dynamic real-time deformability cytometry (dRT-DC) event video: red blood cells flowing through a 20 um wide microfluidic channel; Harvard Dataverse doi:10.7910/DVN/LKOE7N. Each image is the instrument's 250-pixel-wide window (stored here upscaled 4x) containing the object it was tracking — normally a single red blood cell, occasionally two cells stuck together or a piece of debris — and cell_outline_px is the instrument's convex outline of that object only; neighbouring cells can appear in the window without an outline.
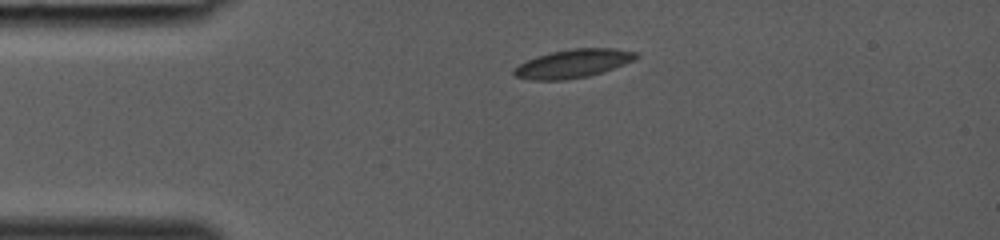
{"species": "common noctule bat (a hibernating species)", "species_latin": "Nyctalus noctula", "temperature_condition": "room temperature", "stored_images_in_passage": 30, "camera_frame_rate_fps": 3000, "um_per_image_px": 0.085, "animal": {"sex": "female", "body_mass_g": 19.0, "forearm_length_mm": 53.3}, "frame": {"image": 1, "passage_image": 1, "time_ms": 0.0, "image_size_px": [1000, 240], "cell_outline_px": [[640, 56], [624, 64], [588, 76], [564, 80], [532, 80], [516, 76], [512, 72], [512, 68], [536, 56], [552, 52], [572, 48], [616, 48], [636, 52]], "centroid_in_image_um": [48.69, 5.39], "position_along_channel_um": 36.3, "area_um2": 20.06}}
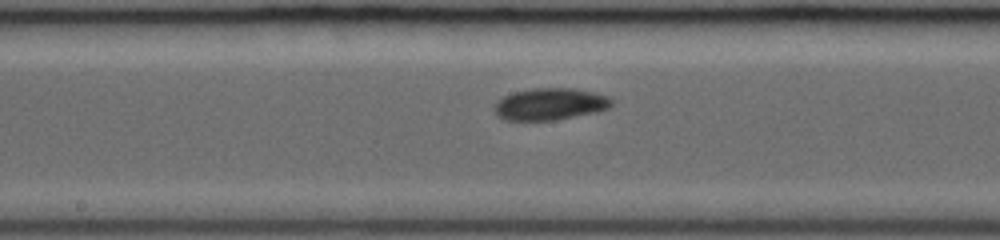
{"frame": {"image": 2, "passage_image": 13, "time_ms": 4.0, "image_size_px": [1000, 240], "cell_outline_px": [[612, 104], [608, 108], [596, 112], [556, 120], [504, 120], [496, 116], [496, 104], [504, 96], [516, 92], [536, 88], [572, 88], [592, 92], [608, 96], [612, 100]], "centroid_in_image_um": [46.78, 8.86], "position_along_channel_um": 201.4, "area_um2": 21.5}}
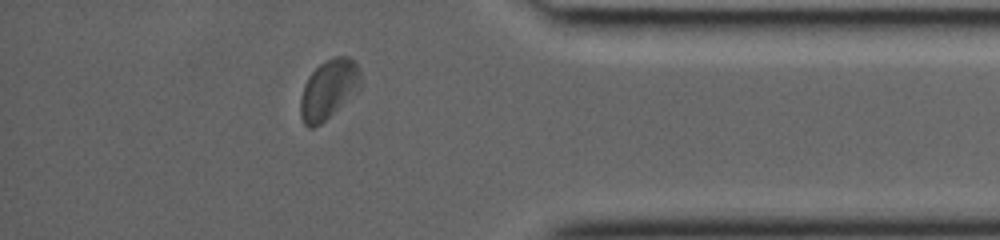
{"frame": {"image": 3, "passage_image": 26, "time_ms": 8.333, "image_size_px": [1000, 240], "cell_outline_px": [[360, 88], [320, 124], [312, 128], [308, 128], [304, 124], [300, 116], [300, 96], [304, 84], [308, 76], [324, 60], [336, 56], [348, 56], [356, 60], [360, 72]], "centroid_in_image_um": [27.91, 7.57], "position_along_channel_um": 407.3, "area_um2": 20.81}}